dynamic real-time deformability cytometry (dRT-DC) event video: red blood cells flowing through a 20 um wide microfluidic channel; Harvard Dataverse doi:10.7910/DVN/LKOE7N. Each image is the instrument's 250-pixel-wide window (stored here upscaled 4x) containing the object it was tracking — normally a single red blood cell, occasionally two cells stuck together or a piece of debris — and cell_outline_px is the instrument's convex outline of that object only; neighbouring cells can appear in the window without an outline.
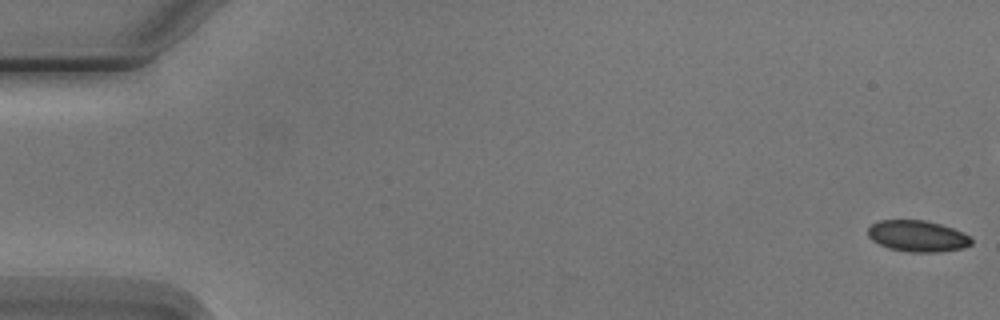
{"species": "Egyptian fruit bat (a non-hibernating species)", "species_latin": "Rousettus aegyptiacus", "temperature_condition": "cold", "stored_images_in_passage": 9, "camera_frame_rate_fps": 3000, "um_per_image_px": 0.085, "animal": {"sex": "male"}, "frame": {"image": 1, "passage_image": 1, "time_ms": 0.0, "image_size_px": [1000, 320], "cell_outline_px": [[972, 244], [964, 248], [940, 252], [908, 252], [888, 248], [872, 240], [868, 236], [868, 228], [872, 224], [880, 220], [924, 220], [940, 224], [952, 228], [968, 236], [972, 240]], "centroid_in_image_um": [77.98, 20.07], "position_along_channel_um": 7.0, "area_um2": 18.79}}
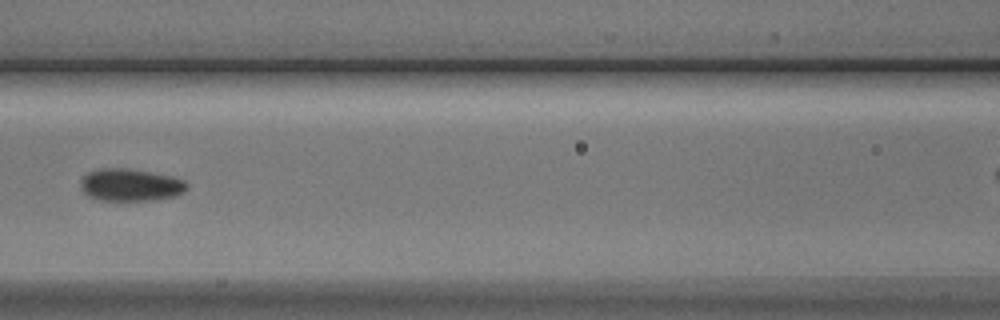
{"frame": {"image": 2, "passage_image": 8, "time_ms": 8.0, "image_size_px": [1000, 320], "cell_outline_px": [[188, 188], [184, 192], [176, 196], [156, 200], [96, 200], [88, 196], [80, 188], [80, 184], [84, 176], [88, 172], [100, 168], [124, 168], [172, 176], [184, 180], [188, 184]], "centroid_in_image_um": [11.1, 15.73], "position_along_channel_um": 155.5, "area_um2": 20.11}}